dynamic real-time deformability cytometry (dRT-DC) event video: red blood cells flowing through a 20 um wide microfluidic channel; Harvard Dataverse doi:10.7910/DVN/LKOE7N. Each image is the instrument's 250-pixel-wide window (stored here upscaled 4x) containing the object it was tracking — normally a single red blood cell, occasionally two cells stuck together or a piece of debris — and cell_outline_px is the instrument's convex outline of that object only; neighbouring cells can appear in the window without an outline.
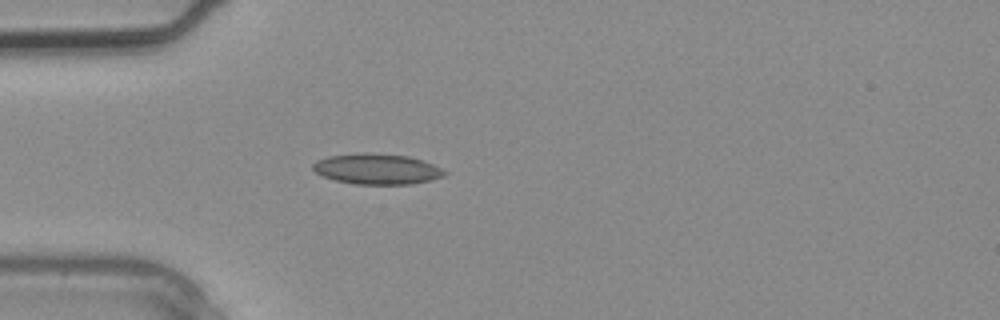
{"species": "common noctule bat (a hibernating species)", "species_latin": "Nyctalus noctula", "temperature_condition": "warm", "stored_images_in_passage": 3, "camera_frame_rate_fps": 3000, "um_per_image_px": 0.085, "animal": {"sex": "male", "body_mass_g": 20.4}, "frame": {"image": 1, "passage_image": 3, "time_ms": 0.667, "image_size_px": [1000, 320], "cell_outline_px": [[448, 172], [444, 176], [412, 184], [356, 184], [336, 180], [324, 176], [316, 172], [312, 168], [312, 164], [316, 160], [328, 156], [408, 156], [424, 160]], "centroid_in_image_um": [32.08, 14.42], "position_along_channel_um": 52.9, "area_um2": 22.2}}